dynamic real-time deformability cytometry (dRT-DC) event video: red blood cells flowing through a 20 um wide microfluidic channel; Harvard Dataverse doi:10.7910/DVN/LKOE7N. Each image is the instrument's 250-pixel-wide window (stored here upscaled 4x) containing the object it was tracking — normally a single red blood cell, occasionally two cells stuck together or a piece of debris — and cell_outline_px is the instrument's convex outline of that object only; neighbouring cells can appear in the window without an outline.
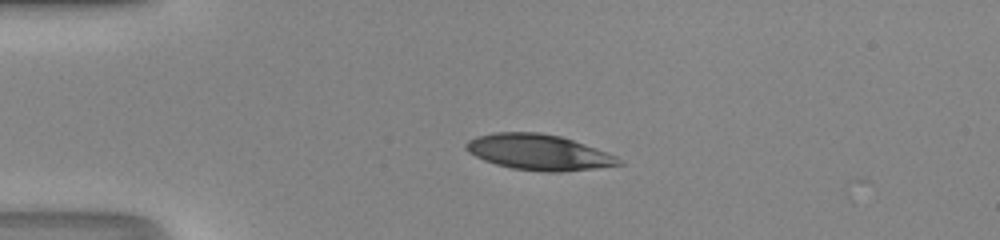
{"species": "human", "species_latin": "Homo sapiens", "temperature_condition": "room temperature", "stored_images_in_passage": 37, "camera_frame_rate_fps": 3000, "um_per_image_px": 0.085, "donor": {"sex": "male"}, "frame": {"image": 1, "passage_image": 1, "time_ms": 0.0, "image_size_px": [1000, 240], "cell_outline_px": [[624, 164], [560, 172], [544, 172], [512, 168], [496, 164], [484, 160], [468, 152], [464, 148], [464, 144], [468, 140], [476, 136], [492, 132], [540, 132], [560, 136], [596, 148], [616, 156]], "centroid_in_image_um": [45.73, 12.93], "position_along_channel_um": 39.3, "area_um2": 31.62}}
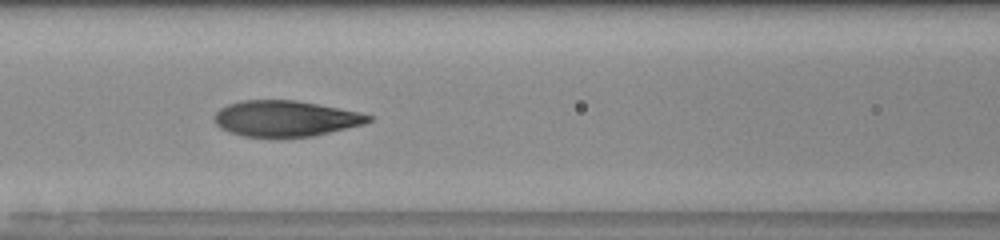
{"frame": {"image": 2, "passage_image": 11, "time_ms": 3.333, "image_size_px": [1000, 240], "cell_outline_px": [[372, 120], [364, 124], [312, 136], [276, 140], [244, 136], [228, 132], [220, 128], [216, 124], [212, 116], [220, 108], [228, 104], [240, 100], [296, 100], [340, 108], [360, 112], [372, 116]], "centroid_in_image_um": [24.22, 10.1], "position_along_channel_um": 142.4, "area_um2": 33.06}}
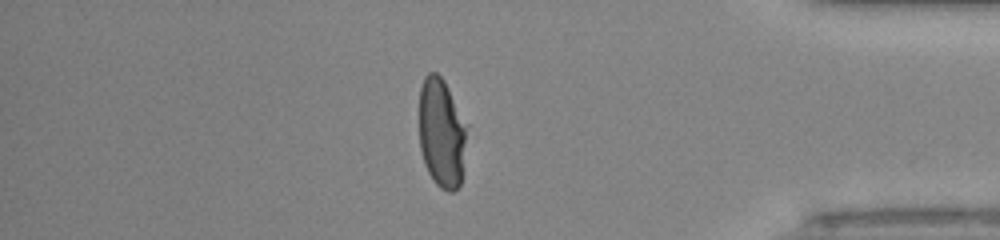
{"frame": {"image": 3, "passage_image": 31, "time_ms": 10.0, "image_size_px": [1000, 240], "cell_outline_px": [[468, 124], [460, 184], [452, 192], [448, 192], [440, 188], [432, 180], [424, 164], [420, 148], [420, 88], [424, 76], [428, 72], [436, 72], [444, 80]], "centroid_in_image_um": [37.54, 11.29], "position_along_channel_um": 397.7, "area_um2": 30.63}}